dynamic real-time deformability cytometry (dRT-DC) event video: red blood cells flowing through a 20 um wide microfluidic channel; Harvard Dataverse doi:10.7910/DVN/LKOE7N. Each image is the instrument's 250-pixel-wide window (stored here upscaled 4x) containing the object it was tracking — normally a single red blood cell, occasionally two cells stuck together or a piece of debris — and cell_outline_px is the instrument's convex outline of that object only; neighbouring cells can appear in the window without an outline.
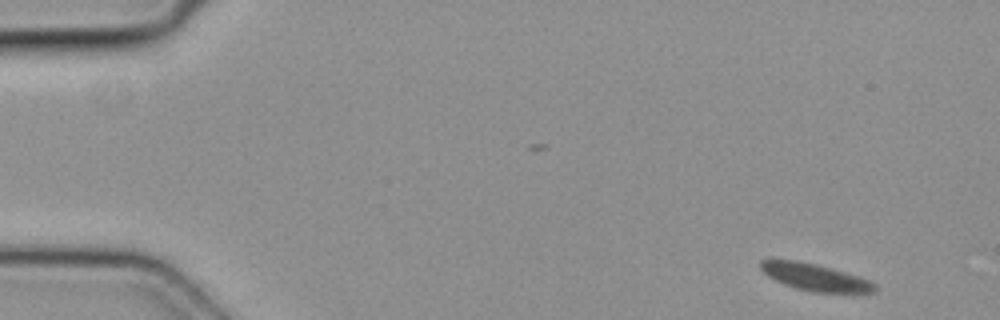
{"species": "common noctule bat (a hibernating species)", "species_latin": "Nyctalus noctula", "temperature_condition": "cold", "stored_images_in_passage": 5, "camera_frame_rate_fps": 3000, "um_per_image_px": 0.085, "animal": {"sex": "female", "body_mass_g": 19.3, "forearm_length_mm": 54.1}, "frame": {"image": 1, "passage_image": 1, "time_ms": 0.0, "image_size_px": [1000, 320], "cell_outline_px": [[876, 292], [812, 292], [796, 288], [784, 284], [768, 276], [760, 268], [760, 260], [796, 260], [816, 264], [832, 268], [860, 276], [876, 284]], "centroid_in_image_um": [69.29, 23.56], "position_along_channel_um": 15.7, "area_um2": 17.8}}
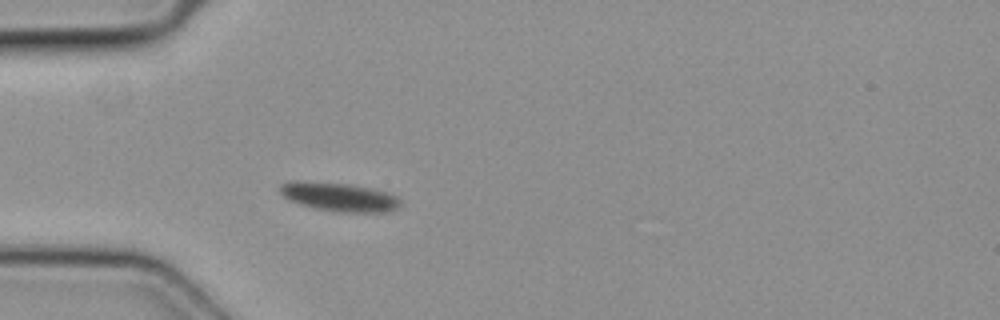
{"frame": {"image": 2, "passage_image": 5, "time_ms": 1.333, "image_size_px": [1000, 320], "cell_outline_px": [[400, 208], [388, 212], [340, 212], [316, 208], [300, 204], [288, 200], [280, 192], [280, 184], [288, 180], [304, 180], [352, 184], [372, 188], [388, 192], [396, 196], [400, 200]], "centroid_in_image_um": [28.82, 16.71], "position_along_channel_um": 56.2, "area_um2": 20.58}}